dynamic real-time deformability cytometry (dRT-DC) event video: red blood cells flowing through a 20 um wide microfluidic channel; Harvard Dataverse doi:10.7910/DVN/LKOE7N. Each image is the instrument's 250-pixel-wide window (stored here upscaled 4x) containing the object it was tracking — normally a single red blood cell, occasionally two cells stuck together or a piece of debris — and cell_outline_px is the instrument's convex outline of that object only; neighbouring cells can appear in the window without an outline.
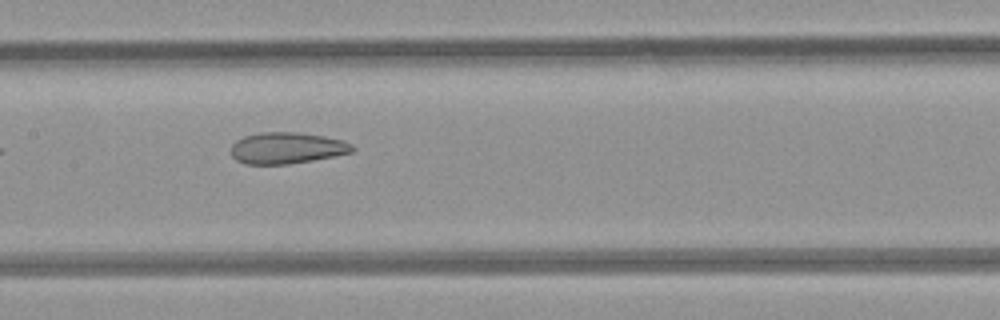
{"species": "common noctule bat (a hibernating species)", "species_latin": "Nyctalus noctula", "temperature_condition": "room temperature", "stored_images_in_passage": 9, "camera_frame_rate_fps": 3000, "um_per_image_px": 0.085, "animal": {"sex": "female", "body_mass_g": 21.9}, "frame": {"image": 1, "passage_image": 9, "time_ms": 9.333, "image_size_px": [1000, 320], "cell_outline_px": [[356, 148], [352, 152], [312, 160], [288, 164], [244, 164], [236, 160], [232, 156], [232, 144], [236, 140], [244, 136], [260, 132], [296, 132], [324, 136], [340, 140], [352, 144]], "centroid_in_image_um": [24.35, 12.58], "position_along_channel_um": 183.0, "area_um2": 22.08}}